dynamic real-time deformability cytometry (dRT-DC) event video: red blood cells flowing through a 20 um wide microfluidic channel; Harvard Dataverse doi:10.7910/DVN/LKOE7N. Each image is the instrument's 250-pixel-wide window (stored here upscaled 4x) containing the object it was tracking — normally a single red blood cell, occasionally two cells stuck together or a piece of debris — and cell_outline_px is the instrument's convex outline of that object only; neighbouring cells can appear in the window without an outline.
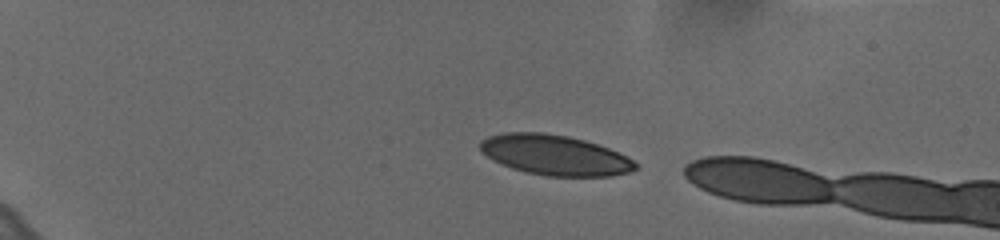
{"species": "human", "species_latin": "Homo sapiens", "temperature_condition": "cold", "stored_images_in_passage": 7, "camera_frame_rate_fps": 3000, "um_per_image_px": 0.085, "donor": {"sex": "female"}, "frame": {"image": 1, "passage_image": 1, "time_ms": 0.0, "image_size_px": [1000, 240], "cell_outline_px": [[640, 168], [628, 172], [608, 176], [548, 176], [528, 172], [512, 168], [492, 160], [480, 152], [480, 140], [488, 136], [504, 132], [544, 132], [568, 136], [584, 140], [608, 148], [632, 160]], "centroid_in_image_um": [47.11, 13.17], "position_along_channel_um": 37.9, "area_um2": 36.24}}